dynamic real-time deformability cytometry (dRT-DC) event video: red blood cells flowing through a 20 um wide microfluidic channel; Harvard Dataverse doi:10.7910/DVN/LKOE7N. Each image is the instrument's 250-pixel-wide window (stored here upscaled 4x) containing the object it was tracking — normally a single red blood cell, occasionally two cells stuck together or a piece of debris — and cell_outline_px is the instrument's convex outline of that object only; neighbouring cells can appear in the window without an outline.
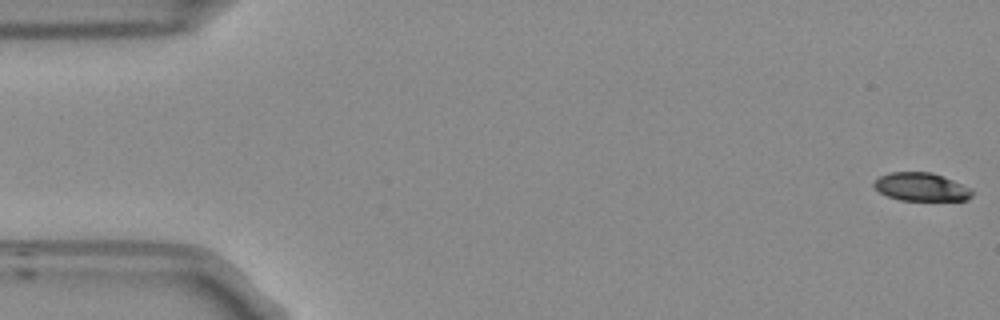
{"species": "Egyptian fruit bat (a non-hibernating species)", "species_latin": "Rousettus aegyptiacus", "temperature_condition": "room temperature", "stored_images_in_passage": 54, "camera_frame_rate_fps": 3000, "um_per_image_px": 0.085, "frame": {"image": 1, "passage_image": 1, "time_ms": 0.0, "image_size_px": [1000, 320], "cell_outline_px": [[972, 196], [968, 200], [900, 200], [888, 196], [880, 192], [872, 184], [880, 176], [888, 172], [932, 172], [952, 180], [968, 188], [972, 192]], "centroid_in_image_um": [78.27, 15.88], "position_along_channel_um": 6.7, "area_um2": 15.9}}
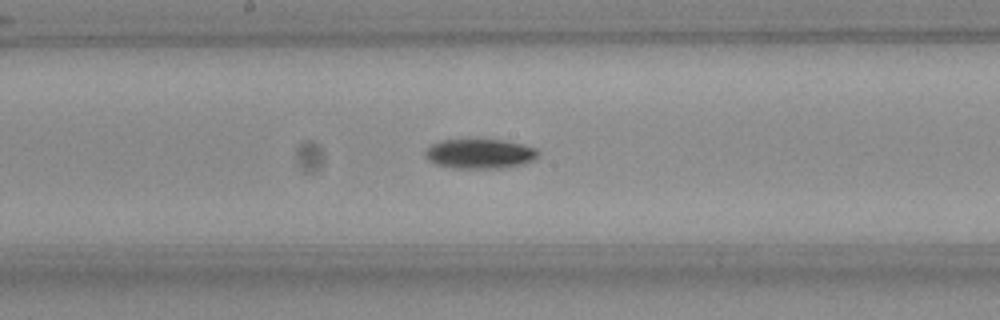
{"frame": {"image": 2, "passage_image": 28, "time_ms": 9.0, "image_size_px": [1000, 320], "cell_outline_px": [[540, 152], [532, 160], [524, 164], [504, 168], [452, 168], [436, 164], [428, 160], [424, 156], [424, 152], [428, 144], [440, 140], [504, 140], [536, 148]], "centroid_in_image_um": [40.73, 13.07], "position_along_channel_um": 207.5, "area_um2": 19.65}}
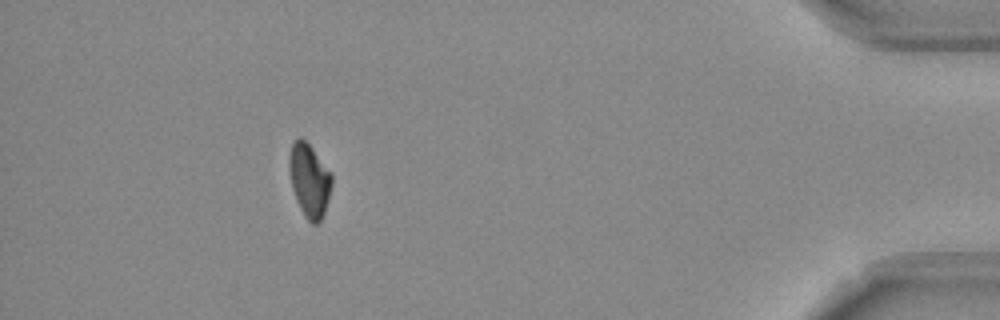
{"frame": {"image": 3, "passage_image": 49, "time_ms": 16.0, "image_size_px": [1000, 320], "cell_outline_px": [[332, 184], [324, 212], [320, 220], [316, 224], [312, 224], [304, 216], [296, 200], [292, 188], [288, 168], [288, 156], [292, 144], [300, 136], [312, 148], [332, 172]], "centroid_in_image_um": [26.28, 15.31], "position_along_channel_um": 408.9, "area_um2": 18.21}, "authors_computed_cell_mechanics": {"area_um2": 18.4671, "velocity_mm_per_s": 3.7426, "shape_relaxation_time_tau1_ms": 2.9842, "shape_relaxation_time_tau2_ms": null, "deformation_change_tau1": 0.1252, "deformation_change_tau2": null}}